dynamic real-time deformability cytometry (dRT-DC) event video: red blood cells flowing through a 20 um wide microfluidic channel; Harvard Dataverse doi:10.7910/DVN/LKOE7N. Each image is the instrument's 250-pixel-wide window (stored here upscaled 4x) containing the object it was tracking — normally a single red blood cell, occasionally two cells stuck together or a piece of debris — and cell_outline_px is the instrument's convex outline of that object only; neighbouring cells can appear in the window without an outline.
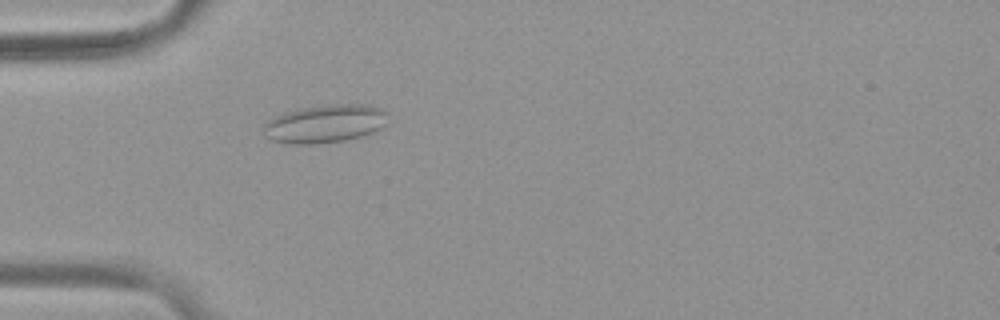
{"species": "common noctule bat (a hibernating species)", "species_latin": "Nyctalus noctula", "temperature_condition": "warm", "stored_images_in_passage": 54, "camera_frame_rate_fps": 3000, "um_per_image_px": 0.085, "animal": {"sex": "female", "body_mass_g": 19.9}, "frame": {"image": 1, "passage_image": 17, "time_ms": 5.333, "image_size_px": [1000, 320], "cell_outline_px": [[388, 124], [364, 136], [344, 140], [316, 144], [288, 144], [272, 140], [264, 136], [264, 124], [268, 120], [284, 112], [300, 108], [328, 104], [368, 104], [380, 108], [388, 112]], "centroid_in_image_um": [27.65, 10.51], "position_along_channel_um": 57.3, "area_um2": 28.03}}
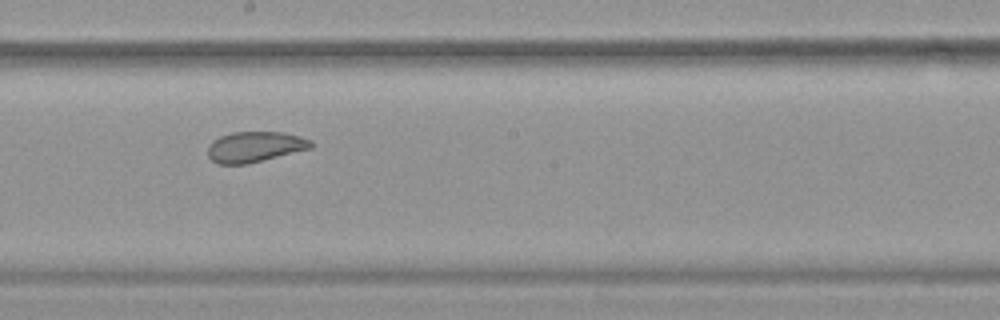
{"frame": {"image": 2, "passage_image": 31, "time_ms": 10.0, "image_size_px": [1000, 320], "cell_outline_px": [[312, 148], [248, 164], [216, 164], [208, 156], [208, 144], [212, 140], [220, 136], [232, 132], [284, 132], [300, 136], [312, 140]], "centroid_in_image_um": [21.65, 12.48], "position_along_channel_um": 226.5, "area_um2": 18.55}}
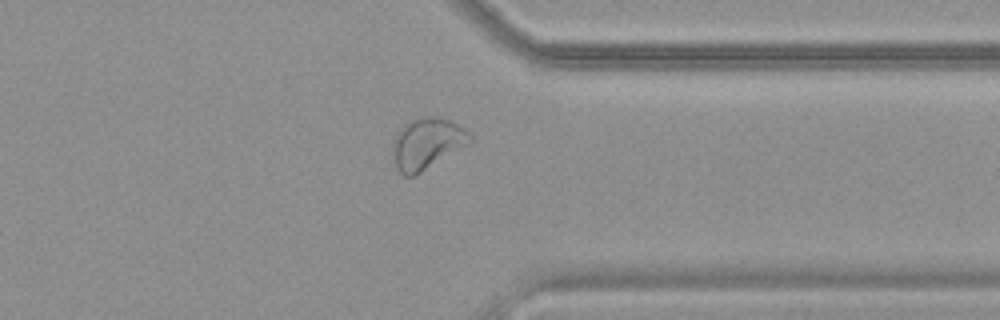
{"frame": {"image": 3, "passage_image": 43, "time_ms": 14.0, "image_size_px": [1000, 320], "cell_outline_px": [[472, 140], [468, 144], [420, 172], [412, 176], [404, 176], [396, 168], [392, 156], [392, 148], [396, 136], [400, 128], [412, 120], [424, 116], [432, 116], [448, 120], [464, 128], [472, 136]], "centroid_in_image_um": [36.27, 12.2], "position_along_channel_um": 375.1, "area_um2": 22.54}, "authors_computed_cell_mechanics": {"area_um2": 25.0563, "velocity_mm_per_s": 3.7649, "shape_relaxation_time_tau1_ms": null, "shape_relaxation_time_tau2_ms": 1.35, "deformation_change_tau1": null, "deformation_change_tau2": 0.0749}}